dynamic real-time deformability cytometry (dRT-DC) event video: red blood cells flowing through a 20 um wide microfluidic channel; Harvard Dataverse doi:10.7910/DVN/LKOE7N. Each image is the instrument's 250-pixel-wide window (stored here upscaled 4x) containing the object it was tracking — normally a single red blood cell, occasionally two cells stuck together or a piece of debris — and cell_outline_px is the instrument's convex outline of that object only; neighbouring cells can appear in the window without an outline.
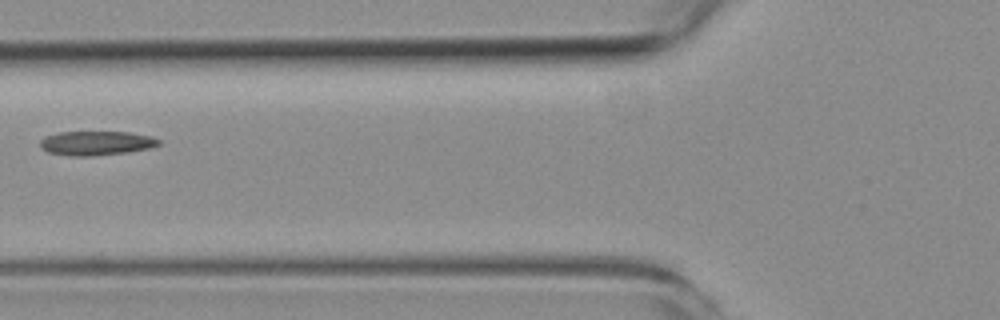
{"species": "common noctule bat (a hibernating species)", "species_latin": "Nyctalus noctula", "temperature_condition": "room temperature", "stored_images_in_passage": 6, "camera_frame_rate_fps": 3000, "um_per_image_px": 0.085, "animal": {"sex": "female", "body_mass_g": 19.3, "forearm_length_mm": 54.1}, "frame": {"image": 1, "passage_image": 6, "time_ms": 6.667, "image_size_px": [1000, 320], "cell_outline_px": [[160, 144], [148, 148], [128, 152], [92, 156], [68, 156], [48, 152], [40, 148], [40, 140], [44, 136], [60, 132], [128, 132], [152, 136], [160, 140]], "centroid_in_image_um": [8.15, 12.17], "position_along_channel_um": 117.7, "area_um2": 16.82}}